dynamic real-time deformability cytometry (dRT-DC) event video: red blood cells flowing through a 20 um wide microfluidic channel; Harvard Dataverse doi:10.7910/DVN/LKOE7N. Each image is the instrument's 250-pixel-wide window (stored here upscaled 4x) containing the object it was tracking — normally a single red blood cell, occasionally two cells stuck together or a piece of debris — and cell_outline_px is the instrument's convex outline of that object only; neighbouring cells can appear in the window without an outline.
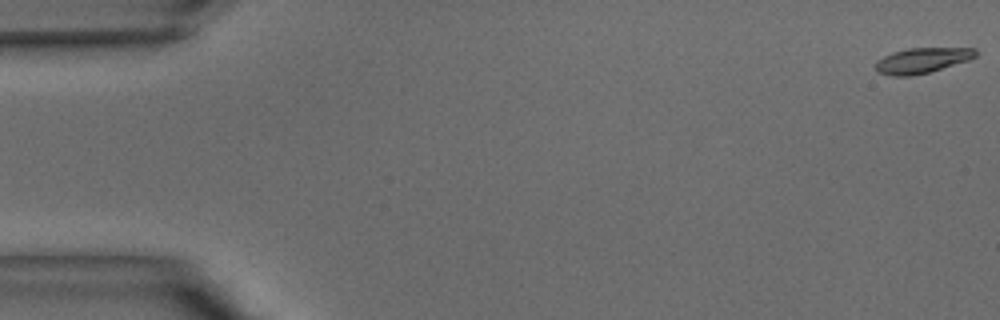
{"species": "common noctule bat (a hibernating species)", "species_latin": "Nyctalus noctula", "temperature_condition": "warm", "stored_images_in_passage": 40, "camera_frame_rate_fps": 3000, "um_per_image_px": 0.085, "animal": {"sex": "male", "body_mass_g": 15.6}, "frame": {"image": 1, "passage_image": 1, "time_ms": 0.0, "image_size_px": [1000, 320], "cell_outline_px": [[980, 52], [976, 56], [968, 60], [928, 72], [912, 76], [892, 76], [876, 72], [876, 60], [892, 52], [908, 48], [976, 48]], "centroid_in_image_um": [78.37, 5.13], "position_along_channel_um": 6.6, "area_um2": 14.8}}
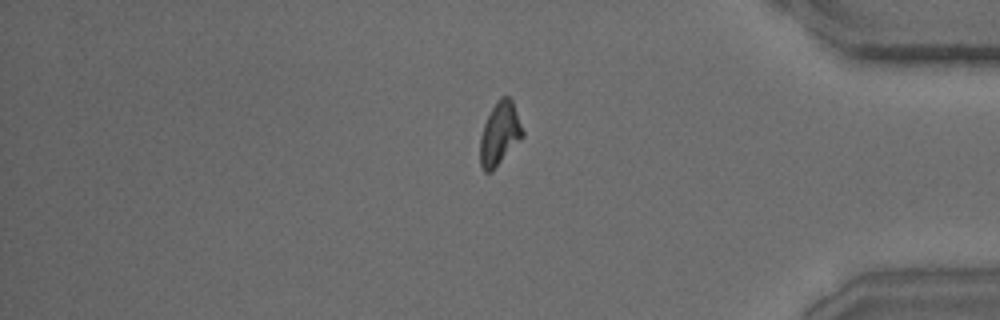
{"frame": {"image": 2, "passage_image": 34, "time_ms": 11.0, "image_size_px": [1000, 320], "cell_outline_px": [[524, 136], [492, 172], [484, 172], [480, 164], [480, 136], [484, 124], [496, 100], [500, 96], [508, 96], [512, 100], [524, 132]], "centroid_in_image_um": [42.47, 11.37], "position_along_channel_um": 392.7, "area_um2": 15.66}}
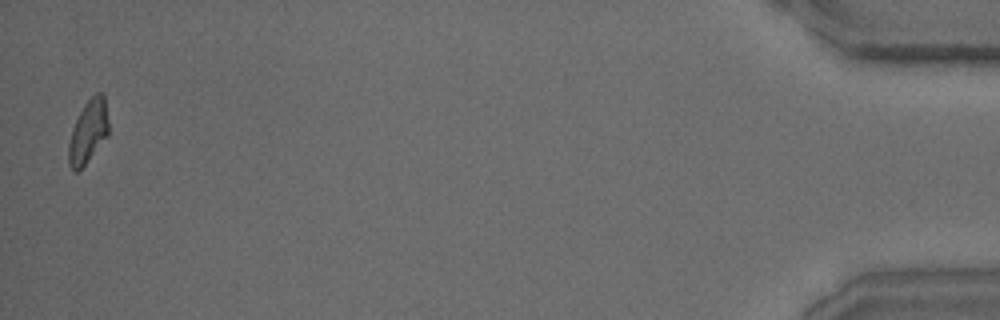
{"frame": {"image": 3, "passage_image": 40, "time_ms": 13.0, "image_size_px": [1000, 320], "cell_outline_px": [[108, 136], [88, 160], [76, 172], [72, 172], [68, 164], [68, 144], [72, 128], [84, 104], [96, 92], [100, 92], [104, 96], [108, 120]], "centroid_in_image_um": [7.48, 11.2], "position_along_channel_um": 427.7, "area_um2": 14.62}}